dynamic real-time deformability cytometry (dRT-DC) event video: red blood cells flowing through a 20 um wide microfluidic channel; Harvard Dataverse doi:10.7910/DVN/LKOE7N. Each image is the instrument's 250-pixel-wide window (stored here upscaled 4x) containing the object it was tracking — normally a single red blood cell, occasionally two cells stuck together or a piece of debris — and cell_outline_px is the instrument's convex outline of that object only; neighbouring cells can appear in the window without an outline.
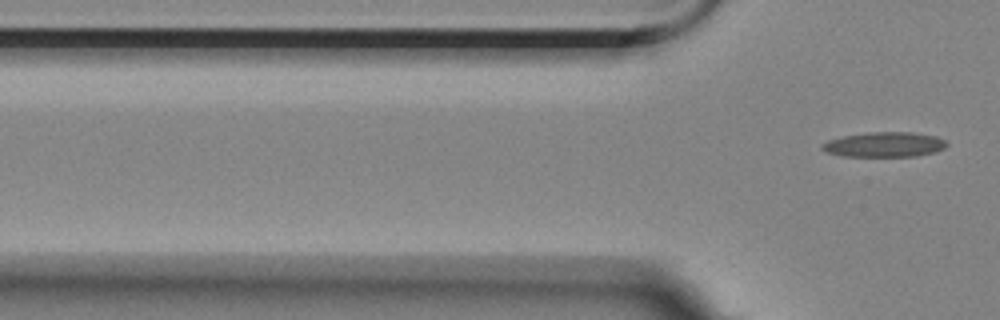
{"species": "Egyptian fruit bat (a non-hibernating species)", "species_latin": "Rousettus aegyptiacus", "temperature_condition": "room temperature", "stored_images_in_passage": 6, "segment_of_instrument_passage": [2, 2], "camera_frame_rate_fps": 3000, "um_per_image_px": 0.085, "animal": {"sex": "female"}, "frame": {"image": 1, "passage_image": 6, "time_ms": 6.667, "image_size_px": [1000, 320], "cell_outline_px": [[948, 144], [944, 148], [936, 152], [916, 156], [840, 156], [828, 152], [820, 148], [820, 144], [828, 140], [844, 136], [872, 132], [912, 132], [936, 136], [944, 140]], "centroid_in_image_um": [75.18, 12.29], "position_along_channel_um": 50.6, "area_um2": 18.09}}